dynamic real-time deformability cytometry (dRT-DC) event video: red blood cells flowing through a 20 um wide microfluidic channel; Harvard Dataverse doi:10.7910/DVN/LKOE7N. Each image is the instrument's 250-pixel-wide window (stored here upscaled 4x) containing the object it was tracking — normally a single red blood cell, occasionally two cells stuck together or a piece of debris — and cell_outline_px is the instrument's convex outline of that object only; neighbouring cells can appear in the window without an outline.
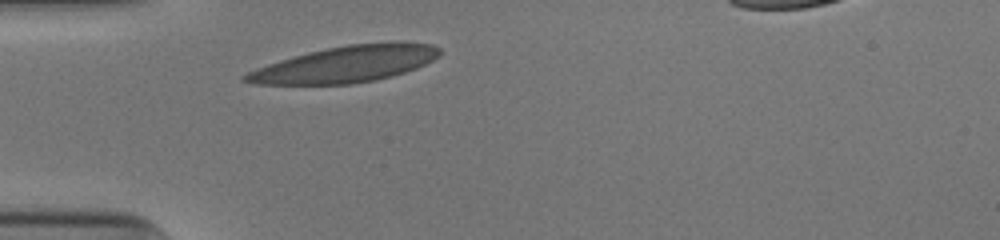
{"species": "human", "species_latin": "Homo sapiens", "temperature_condition": "cold", "stored_images_in_passage": 27, "camera_frame_rate_fps": 3000, "um_per_image_px": 0.085, "donor": {"sex": "male"}, "frame": {"image": 1, "passage_image": 1, "time_ms": 0.0, "image_size_px": [1000, 240], "cell_outline_px": [[440, 56], [416, 68], [392, 76], [376, 80], [352, 84], [252, 84], [240, 80], [240, 76], [256, 68], [280, 60], [308, 52], [348, 44], [396, 40], [432, 44], [440, 48]], "centroid_in_image_um": [29.39, 5.44], "position_along_channel_um": 55.6, "area_um2": 41.5}}
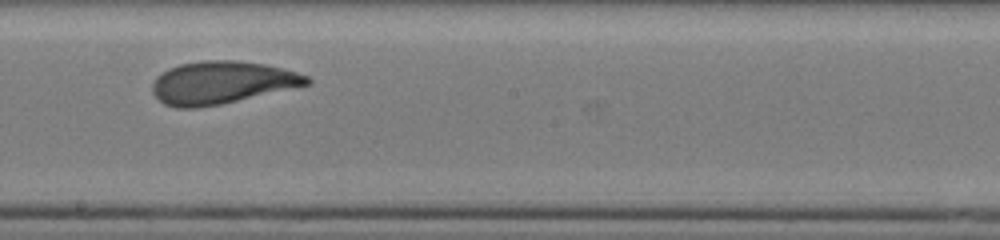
{"frame": {"image": 2, "passage_image": 15, "time_ms": 4.667, "image_size_px": [1000, 240], "cell_outline_px": [[312, 84], [220, 104], [196, 108], [176, 108], [164, 104], [152, 92], [152, 84], [156, 76], [160, 72], [168, 68], [180, 64], [204, 60], [232, 60], [264, 64], [296, 72], [308, 76], [312, 80]], "centroid_in_image_um": [18.82, 7.02], "position_along_channel_um": 229.4, "area_um2": 38.32}}
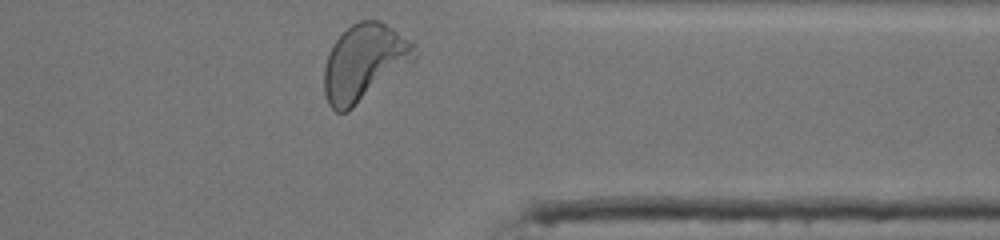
{"frame": {"image": 3, "passage_image": 27, "time_ms": 8.667, "image_size_px": [1000, 240], "cell_outline_px": [[416, 60], [348, 112], [336, 112], [328, 104], [324, 92], [324, 68], [328, 52], [332, 44], [352, 24], [360, 20], [380, 20], [416, 44]], "centroid_in_image_um": [30.97, 5.32], "position_along_channel_um": 380.4, "area_um2": 40.52}, "authors_computed_cell_mechanics": {"area_um2": 38.0902, "velocity_mm_per_s": 3.9227, "shape_relaxation_time_tau1_ms": 5.0541, "shape_relaxation_time_tau2_ms": 1.7012, "deformation_change_tau1": 0.1915, "deformation_change_tau2": 0.0895}}